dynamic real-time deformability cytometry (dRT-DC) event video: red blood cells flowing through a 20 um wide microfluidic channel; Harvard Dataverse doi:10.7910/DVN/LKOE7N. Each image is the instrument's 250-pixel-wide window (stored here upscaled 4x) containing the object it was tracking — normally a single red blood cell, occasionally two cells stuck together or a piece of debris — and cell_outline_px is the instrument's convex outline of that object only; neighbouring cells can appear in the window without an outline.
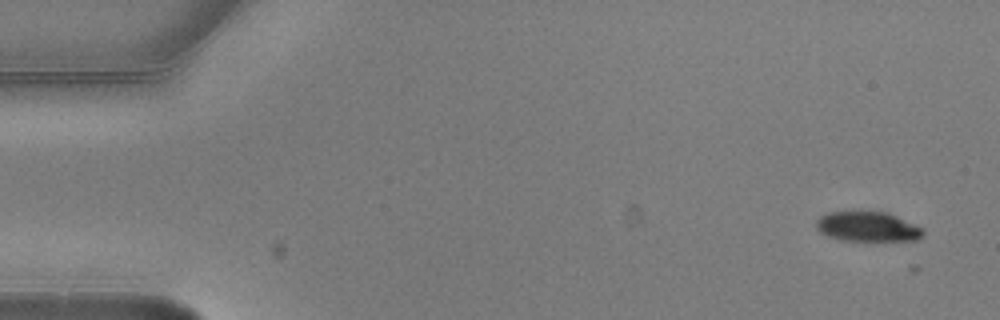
{"species": "common noctule bat (a hibernating species)", "species_latin": "Nyctalus noctula", "temperature_condition": "warm", "stored_images_in_passage": 5, "camera_frame_rate_fps": 3000, "um_per_image_px": 0.085, "animal": {"sex": "male", "body_mass_g": 20.5, "forearm_length_mm": 52.5}, "frame": {"image": 1, "passage_image": 1, "time_ms": 0.0, "image_size_px": [1000, 320], "cell_outline_px": [[924, 236], [916, 240], [840, 240], [828, 236], [820, 232], [816, 228], [816, 220], [820, 216], [828, 212], [852, 208], [860, 208], [888, 212], [916, 224], [924, 228]], "centroid_in_image_um": [73.73, 19.19], "position_along_channel_um": 11.3, "area_um2": 19.59}}
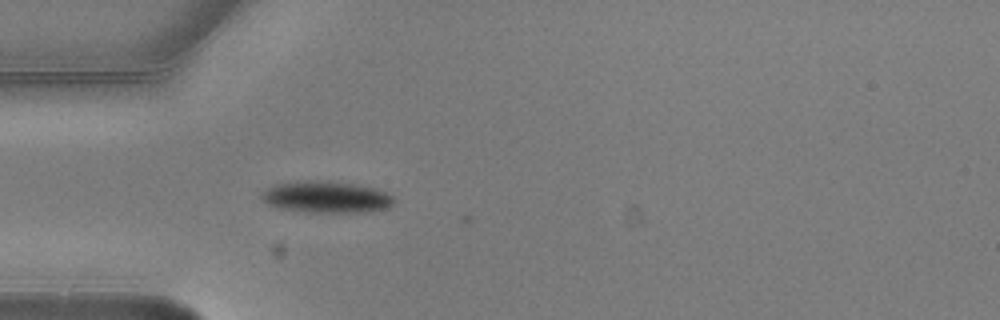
{"frame": {"image": 2, "passage_image": 5, "time_ms": 1.333, "image_size_px": [1000, 320], "cell_outline_px": [[396, 200], [388, 208], [372, 212], [304, 212], [280, 208], [268, 204], [260, 196], [260, 192], [264, 188], [276, 184], [296, 180], [328, 180], [376, 188], [388, 192]], "centroid_in_image_um": [27.73, 16.73], "position_along_channel_um": 57.3, "area_um2": 24.91}}